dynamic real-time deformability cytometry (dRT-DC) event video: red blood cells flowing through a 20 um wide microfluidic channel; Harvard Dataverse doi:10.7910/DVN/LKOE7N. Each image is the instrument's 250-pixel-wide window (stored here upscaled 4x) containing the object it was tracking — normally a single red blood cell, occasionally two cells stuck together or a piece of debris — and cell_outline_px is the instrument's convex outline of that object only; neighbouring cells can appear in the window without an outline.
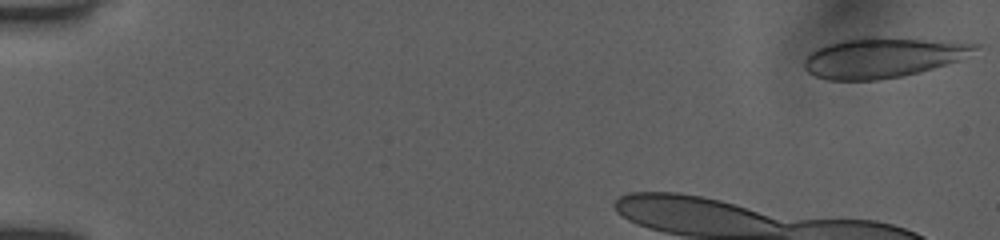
{"species": "human", "species_latin": "Homo sapiens", "temperature_condition": "room temperature", "stored_images_in_passage": 10, "camera_frame_rate_fps": 3000, "um_per_image_px": 0.085, "donor": {"sex": "female"}, "frame": {"image": 1, "passage_image": 1, "time_ms": 0.0, "image_size_px": [1000, 240], "cell_outline_px": [[980, 44], [976, 48], [960, 60], [932, 68], [900, 76], [876, 80], [828, 80], [816, 76], [808, 72], [804, 68], [804, 60], [812, 52], [828, 44], [840, 40], [864, 36], [876, 36]], "centroid_in_image_um": [74.97, 4.89], "position_along_channel_um": 10.0, "area_um2": 39.3}}